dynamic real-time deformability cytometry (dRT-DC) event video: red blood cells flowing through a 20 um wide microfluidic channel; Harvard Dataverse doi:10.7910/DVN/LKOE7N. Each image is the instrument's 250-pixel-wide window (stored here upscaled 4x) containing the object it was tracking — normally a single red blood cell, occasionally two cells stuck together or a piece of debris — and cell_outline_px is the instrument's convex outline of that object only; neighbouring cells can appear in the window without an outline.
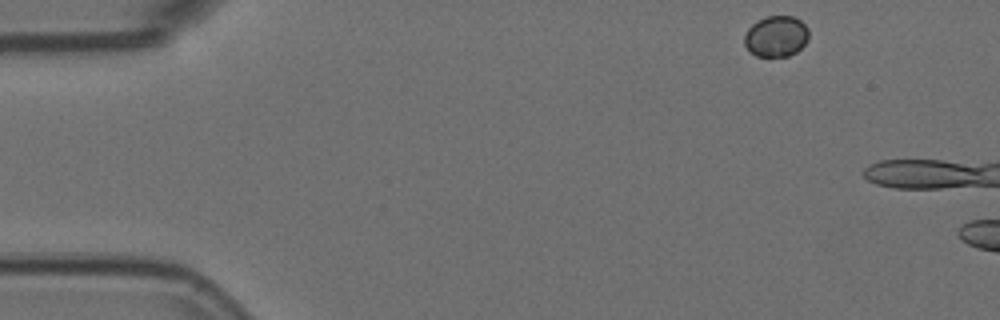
{"species": "Egyptian fruit bat (a non-hibernating species)", "species_latin": "Rousettus aegyptiacus", "temperature_condition": "room temperature", "stored_images_in_passage": 5, "camera_frame_rate_fps": 3000, "um_per_image_px": 0.085, "animal": {"sex": "female"}, "frame": {"image": 1, "passage_image": 1, "time_ms": 0.0, "image_size_px": [1000, 320], "cell_outline_px": [[808, 40], [796, 52], [788, 56], [756, 56], [748, 52], [744, 44], [744, 36], [748, 28], [752, 24], [764, 16], [792, 16], [800, 20], [808, 28]], "centroid_in_image_um": [65.94, 3.09], "position_along_channel_um": 19.1, "area_um2": 15.49}}